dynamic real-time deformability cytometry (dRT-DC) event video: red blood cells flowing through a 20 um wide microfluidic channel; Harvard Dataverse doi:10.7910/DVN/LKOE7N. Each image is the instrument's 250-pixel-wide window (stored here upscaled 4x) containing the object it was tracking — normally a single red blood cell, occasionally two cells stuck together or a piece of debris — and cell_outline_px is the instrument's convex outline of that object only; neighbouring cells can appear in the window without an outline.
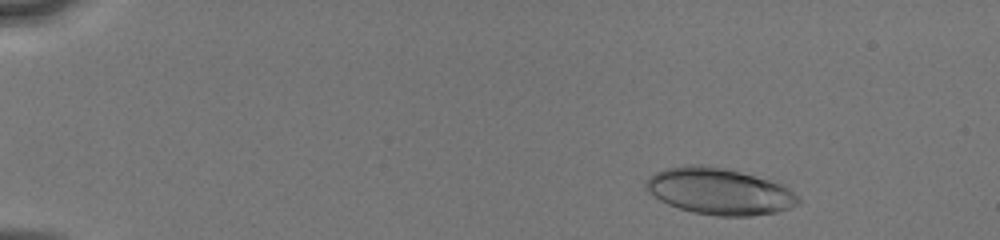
{"species": "human", "species_latin": "Homo sapiens", "temperature_condition": "cold", "stored_images_in_passage": 43, "camera_frame_rate_fps": 3000, "um_per_image_px": 0.085, "donor": {"sex": "male"}, "frame": {"image": 1, "passage_image": 2, "time_ms": 0.333, "image_size_px": [1000, 240], "cell_outline_px": [[800, 204], [776, 212], [752, 216], [716, 216], [692, 212], [668, 204], [660, 200], [648, 192], [644, 188], [644, 184], [648, 176], [656, 172], [668, 168], [688, 164], [700, 164], [724, 168], [740, 172], [768, 180], [780, 184], [788, 188], [800, 200]], "centroid_in_image_um": [61.09, 16.27], "position_along_channel_um": 23.9, "area_um2": 41.1}}
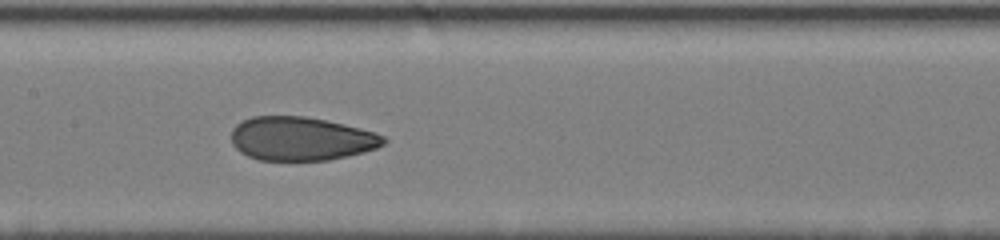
{"frame": {"image": 2, "passage_image": 22, "time_ms": 7.0, "image_size_px": [1000, 240], "cell_outline_px": [[388, 140], [384, 144], [376, 148], [364, 152], [348, 156], [328, 160], [260, 160], [248, 156], [240, 152], [232, 144], [232, 128], [236, 124], [252, 116], [304, 116], [344, 124], [360, 128], [384, 136]], "centroid_in_image_um": [25.59, 11.79], "position_along_channel_um": 181.8, "area_um2": 38.73}}
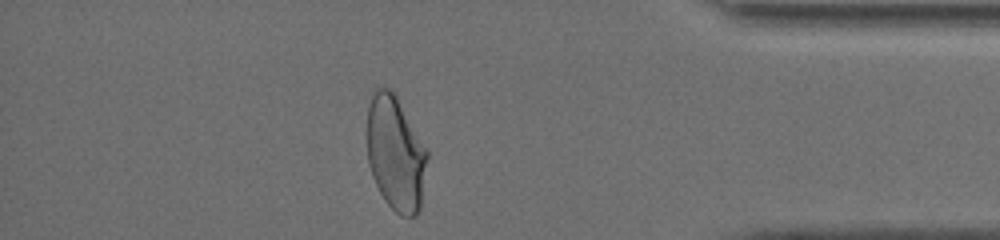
{"frame": {"image": 3, "passage_image": 38, "time_ms": 13.0, "image_size_px": [1000, 240], "cell_outline_px": [[428, 156], [420, 208], [416, 216], [400, 216], [384, 200], [372, 176], [368, 164], [368, 104], [376, 88], [392, 88], [428, 152]], "centroid_in_image_um": [33.62, 13.05], "position_along_channel_um": 401.6, "area_um2": 39.94}, "authors_computed_cell_mechanics": {"area_um2": 39.9398, "velocity_mm_per_s": 4.0857, "shape_relaxation_time_tau1_ms": 5.7182, "shape_relaxation_time_tau2_ms": 0.9576, "deformation_change_tau1": 0.1841, "deformation_change_tau2": 0.0631}}